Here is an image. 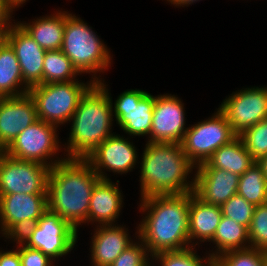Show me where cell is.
<instances>
[{"instance_id":"cell-29","label":"cell","mask_w":267,"mask_h":266,"mask_svg":"<svg viewBox=\"0 0 267 266\" xmlns=\"http://www.w3.org/2000/svg\"><path fill=\"white\" fill-rule=\"evenodd\" d=\"M255 162L267 156V118L238 135Z\"/></svg>"},{"instance_id":"cell-37","label":"cell","mask_w":267,"mask_h":266,"mask_svg":"<svg viewBox=\"0 0 267 266\" xmlns=\"http://www.w3.org/2000/svg\"><path fill=\"white\" fill-rule=\"evenodd\" d=\"M166 1H168V2H170L171 4H173V5H175V7L177 6V7H185V6H187L188 7V5H191V4H193V3H195V2H197V1H200V0H166Z\"/></svg>"},{"instance_id":"cell-10","label":"cell","mask_w":267,"mask_h":266,"mask_svg":"<svg viewBox=\"0 0 267 266\" xmlns=\"http://www.w3.org/2000/svg\"><path fill=\"white\" fill-rule=\"evenodd\" d=\"M97 83L111 100L113 117L118 126L131 136L149 138L152 125L155 96L141 89H129L122 92L113 103L107 84ZM110 94V95H109ZM114 105V106H113Z\"/></svg>"},{"instance_id":"cell-21","label":"cell","mask_w":267,"mask_h":266,"mask_svg":"<svg viewBox=\"0 0 267 266\" xmlns=\"http://www.w3.org/2000/svg\"><path fill=\"white\" fill-rule=\"evenodd\" d=\"M222 216L220 206L206 203L190 192L189 241L191 247H196L203 242L211 243Z\"/></svg>"},{"instance_id":"cell-16","label":"cell","mask_w":267,"mask_h":266,"mask_svg":"<svg viewBox=\"0 0 267 266\" xmlns=\"http://www.w3.org/2000/svg\"><path fill=\"white\" fill-rule=\"evenodd\" d=\"M5 41L15 52L24 84L28 88L43 84V62L46 50L15 22L10 27Z\"/></svg>"},{"instance_id":"cell-38","label":"cell","mask_w":267,"mask_h":266,"mask_svg":"<svg viewBox=\"0 0 267 266\" xmlns=\"http://www.w3.org/2000/svg\"><path fill=\"white\" fill-rule=\"evenodd\" d=\"M6 1L9 7L13 10L19 8V6H22L28 0H6Z\"/></svg>"},{"instance_id":"cell-12","label":"cell","mask_w":267,"mask_h":266,"mask_svg":"<svg viewBox=\"0 0 267 266\" xmlns=\"http://www.w3.org/2000/svg\"><path fill=\"white\" fill-rule=\"evenodd\" d=\"M50 168L6 154L0 161V195L47 194Z\"/></svg>"},{"instance_id":"cell-27","label":"cell","mask_w":267,"mask_h":266,"mask_svg":"<svg viewBox=\"0 0 267 266\" xmlns=\"http://www.w3.org/2000/svg\"><path fill=\"white\" fill-rule=\"evenodd\" d=\"M79 72L62 50L46 51L43 62V84L78 80Z\"/></svg>"},{"instance_id":"cell-19","label":"cell","mask_w":267,"mask_h":266,"mask_svg":"<svg viewBox=\"0 0 267 266\" xmlns=\"http://www.w3.org/2000/svg\"><path fill=\"white\" fill-rule=\"evenodd\" d=\"M194 171L193 193L204 202L221 206L237 194L239 175L224 169Z\"/></svg>"},{"instance_id":"cell-26","label":"cell","mask_w":267,"mask_h":266,"mask_svg":"<svg viewBox=\"0 0 267 266\" xmlns=\"http://www.w3.org/2000/svg\"><path fill=\"white\" fill-rule=\"evenodd\" d=\"M237 194L255 206L267 203V178L258 162L239 176Z\"/></svg>"},{"instance_id":"cell-39","label":"cell","mask_w":267,"mask_h":266,"mask_svg":"<svg viewBox=\"0 0 267 266\" xmlns=\"http://www.w3.org/2000/svg\"><path fill=\"white\" fill-rule=\"evenodd\" d=\"M258 164L262 167L263 173L267 178V156L258 161Z\"/></svg>"},{"instance_id":"cell-23","label":"cell","mask_w":267,"mask_h":266,"mask_svg":"<svg viewBox=\"0 0 267 266\" xmlns=\"http://www.w3.org/2000/svg\"><path fill=\"white\" fill-rule=\"evenodd\" d=\"M254 163L242 139L237 136L228 144L218 148L205 163L195 169H224L241 176Z\"/></svg>"},{"instance_id":"cell-9","label":"cell","mask_w":267,"mask_h":266,"mask_svg":"<svg viewBox=\"0 0 267 266\" xmlns=\"http://www.w3.org/2000/svg\"><path fill=\"white\" fill-rule=\"evenodd\" d=\"M57 128L38 119L6 147V154L19 160L34 161L53 167L67 159L65 155L64 158L56 157L63 148L58 139Z\"/></svg>"},{"instance_id":"cell-14","label":"cell","mask_w":267,"mask_h":266,"mask_svg":"<svg viewBox=\"0 0 267 266\" xmlns=\"http://www.w3.org/2000/svg\"><path fill=\"white\" fill-rule=\"evenodd\" d=\"M128 139L114 133L85 158L100 179L109 180L105 171L122 175L140 163L137 149Z\"/></svg>"},{"instance_id":"cell-24","label":"cell","mask_w":267,"mask_h":266,"mask_svg":"<svg viewBox=\"0 0 267 266\" xmlns=\"http://www.w3.org/2000/svg\"><path fill=\"white\" fill-rule=\"evenodd\" d=\"M211 242L216 245L214 246L216 249L209 250L211 253L206 252V254L214 260L227 251L248 249L250 248L248 228L222 216Z\"/></svg>"},{"instance_id":"cell-18","label":"cell","mask_w":267,"mask_h":266,"mask_svg":"<svg viewBox=\"0 0 267 266\" xmlns=\"http://www.w3.org/2000/svg\"><path fill=\"white\" fill-rule=\"evenodd\" d=\"M90 241L92 266H110L135 240L124 225H96Z\"/></svg>"},{"instance_id":"cell-20","label":"cell","mask_w":267,"mask_h":266,"mask_svg":"<svg viewBox=\"0 0 267 266\" xmlns=\"http://www.w3.org/2000/svg\"><path fill=\"white\" fill-rule=\"evenodd\" d=\"M119 180L100 179L92 192L89 204L88 223L91 225L117 224L123 207V194L120 190Z\"/></svg>"},{"instance_id":"cell-7","label":"cell","mask_w":267,"mask_h":266,"mask_svg":"<svg viewBox=\"0 0 267 266\" xmlns=\"http://www.w3.org/2000/svg\"><path fill=\"white\" fill-rule=\"evenodd\" d=\"M17 237L26 246L40 250L55 261L74 249L78 232L58 214L47 209L35 224Z\"/></svg>"},{"instance_id":"cell-33","label":"cell","mask_w":267,"mask_h":266,"mask_svg":"<svg viewBox=\"0 0 267 266\" xmlns=\"http://www.w3.org/2000/svg\"><path fill=\"white\" fill-rule=\"evenodd\" d=\"M136 235H138V229H136L134 237L138 241H134L126 248L110 266H152V262H150L152 261L151 255Z\"/></svg>"},{"instance_id":"cell-1","label":"cell","mask_w":267,"mask_h":266,"mask_svg":"<svg viewBox=\"0 0 267 266\" xmlns=\"http://www.w3.org/2000/svg\"><path fill=\"white\" fill-rule=\"evenodd\" d=\"M142 221L138 224V238L151 257L163 251L190 248V193L152 195L140 199Z\"/></svg>"},{"instance_id":"cell-31","label":"cell","mask_w":267,"mask_h":266,"mask_svg":"<svg viewBox=\"0 0 267 266\" xmlns=\"http://www.w3.org/2000/svg\"><path fill=\"white\" fill-rule=\"evenodd\" d=\"M248 238L250 248L267 251V203L255 207Z\"/></svg>"},{"instance_id":"cell-34","label":"cell","mask_w":267,"mask_h":266,"mask_svg":"<svg viewBox=\"0 0 267 266\" xmlns=\"http://www.w3.org/2000/svg\"><path fill=\"white\" fill-rule=\"evenodd\" d=\"M16 243L19 251L21 266H54L49 256L40 250L26 246L18 237L9 238Z\"/></svg>"},{"instance_id":"cell-4","label":"cell","mask_w":267,"mask_h":266,"mask_svg":"<svg viewBox=\"0 0 267 266\" xmlns=\"http://www.w3.org/2000/svg\"><path fill=\"white\" fill-rule=\"evenodd\" d=\"M113 118L108 94L95 83L81 98L69 120L72 124L67 144L64 145L65 156L69 159H85L114 134Z\"/></svg>"},{"instance_id":"cell-36","label":"cell","mask_w":267,"mask_h":266,"mask_svg":"<svg viewBox=\"0 0 267 266\" xmlns=\"http://www.w3.org/2000/svg\"><path fill=\"white\" fill-rule=\"evenodd\" d=\"M0 266H21L18 249L9 251L0 250Z\"/></svg>"},{"instance_id":"cell-32","label":"cell","mask_w":267,"mask_h":266,"mask_svg":"<svg viewBox=\"0 0 267 266\" xmlns=\"http://www.w3.org/2000/svg\"><path fill=\"white\" fill-rule=\"evenodd\" d=\"M255 207V205L247 202L239 194L233 195L220 206L223 216L228 217L247 228H249L251 224Z\"/></svg>"},{"instance_id":"cell-5","label":"cell","mask_w":267,"mask_h":266,"mask_svg":"<svg viewBox=\"0 0 267 266\" xmlns=\"http://www.w3.org/2000/svg\"><path fill=\"white\" fill-rule=\"evenodd\" d=\"M61 50L71 60L79 74L92 75L91 80L94 83L103 80L100 78V73L108 71L113 58L110 49L95 31L83 19L68 11H66ZM98 72L99 76H97Z\"/></svg>"},{"instance_id":"cell-6","label":"cell","mask_w":267,"mask_h":266,"mask_svg":"<svg viewBox=\"0 0 267 266\" xmlns=\"http://www.w3.org/2000/svg\"><path fill=\"white\" fill-rule=\"evenodd\" d=\"M80 81L39 84L29 88L38 119L57 127L69 123L81 98L95 84L92 80Z\"/></svg>"},{"instance_id":"cell-28","label":"cell","mask_w":267,"mask_h":266,"mask_svg":"<svg viewBox=\"0 0 267 266\" xmlns=\"http://www.w3.org/2000/svg\"><path fill=\"white\" fill-rule=\"evenodd\" d=\"M194 249L196 248L190 247L180 251L156 253L152 256V266H215V260L208 254L201 258Z\"/></svg>"},{"instance_id":"cell-42","label":"cell","mask_w":267,"mask_h":266,"mask_svg":"<svg viewBox=\"0 0 267 266\" xmlns=\"http://www.w3.org/2000/svg\"><path fill=\"white\" fill-rule=\"evenodd\" d=\"M265 266H267V251H266V255H265Z\"/></svg>"},{"instance_id":"cell-22","label":"cell","mask_w":267,"mask_h":266,"mask_svg":"<svg viewBox=\"0 0 267 266\" xmlns=\"http://www.w3.org/2000/svg\"><path fill=\"white\" fill-rule=\"evenodd\" d=\"M29 23L17 22L44 50H60L63 42L66 11L58 10Z\"/></svg>"},{"instance_id":"cell-41","label":"cell","mask_w":267,"mask_h":266,"mask_svg":"<svg viewBox=\"0 0 267 266\" xmlns=\"http://www.w3.org/2000/svg\"><path fill=\"white\" fill-rule=\"evenodd\" d=\"M5 38L6 37H0V47L6 42Z\"/></svg>"},{"instance_id":"cell-30","label":"cell","mask_w":267,"mask_h":266,"mask_svg":"<svg viewBox=\"0 0 267 266\" xmlns=\"http://www.w3.org/2000/svg\"><path fill=\"white\" fill-rule=\"evenodd\" d=\"M266 251L248 248L222 253L215 259V266H265Z\"/></svg>"},{"instance_id":"cell-2","label":"cell","mask_w":267,"mask_h":266,"mask_svg":"<svg viewBox=\"0 0 267 266\" xmlns=\"http://www.w3.org/2000/svg\"><path fill=\"white\" fill-rule=\"evenodd\" d=\"M100 177L85 159H69L50 168L47 203L74 230L88 224L90 198Z\"/></svg>"},{"instance_id":"cell-13","label":"cell","mask_w":267,"mask_h":266,"mask_svg":"<svg viewBox=\"0 0 267 266\" xmlns=\"http://www.w3.org/2000/svg\"><path fill=\"white\" fill-rule=\"evenodd\" d=\"M230 95L219 109L237 135L267 118V86L242 88Z\"/></svg>"},{"instance_id":"cell-8","label":"cell","mask_w":267,"mask_h":266,"mask_svg":"<svg viewBox=\"0 0 267 266\" xmlns=\"http://www.w3.org/2000/svg\"><path fill=\"white\" fill-rule=\"evenodd\" d=\"M237 136L224 113L218 108L212 117L191 125L180 144L188 160L197 167L205 163L218 148Z\"/></svg>"},{"instance_id":"cell-35","label":"cell","mask_w":267,"mask_h":266,"mask_svg":"<svg viewBox=\"0 0 267 266\" xmlns=\"http://www.w3.org/2000/svg\"><path fill=\"white\" fill-rule=\"evenodd\" d=\"M13 11L7 2H0V37H6L10 27L14 24L12 21Z\"/></svg>"},{"instance_id":"cell-40","label":"cell","mask_w":267,"mask_h":266,"mask_svg":"<svg viewBox=\"0 0 267 266\" xmlns=\"http://www.w3.org/2000/svg\"><path fill=\"white\" fill-rule=\"evenodd\" d=\"M6 155V146L0 141V161Z\"/></svg>"},{"instance_id":"cell-11","label":"cell","mask_w":267,"mask_h":266,"mask_svg":"<svg viewBox=\"0 0 267 266\" xmlns=\"http://www.w3.org/2000/svg\"><path fill=\"white\" fill-rule=\"evenodd\" d=\"M47 209V194L0 195V234L6 239L19 236Z\"/></svg>"},{"instance_id":"cell-3","label":"cell","mask_w":267,"mask_h":266,"mask_svg":"<svg viewBox=\"0 0 267 266\" xmlns=\"http://www.w3.org/2000/svg\"><path fill=\"white\" fill-rule=\"evenodd\" d=\"M141 157L140 199L193 192L194 178L188 179L195 166L184 154L180 143L146 142Z\"/></svg>"},{"instance_id":"cell-17","label":"cell","mask_w":267,"mask_h":266,"mask_svg":"<svg viewBox=\"0 0 267 266\" xmlns=\"http://www.w3.org/2000/svg\"><path fill=\"white\" fill-rule=\"evenodd\" d=\"M37 120L36 105L29 93L0 98V141L6 147Z\"/></svg>"},{"instance_id":"cell-15","label":"cell","mask_w":267,"mask_h":266,"mask_svg":"<svg viewBox=\"0 0 267 266\" xmlns=\"http://www.w3.org/2000/svg\"><path fill=\"white\" fill-rule=\"evenodd\" d=\"M185 109L182 100L174 94L155 96L151 132V142L181 143L189 127H185Z\"/></svg>"},{"instance_id":"cell-25","label":"cell","mask_w":267,"mask_h":266,"mask_svg":"<svg viewBox=\"0 0 267 266\" xmlns=\"http://www.w3.org/2000/svg\"><path fill=\"white\" fill-rule=\"evenodd\" d=\"M21 68L14 50L5 42L0 47V98L17 97L27 94Z\"/></svg>"}]
</instances>
